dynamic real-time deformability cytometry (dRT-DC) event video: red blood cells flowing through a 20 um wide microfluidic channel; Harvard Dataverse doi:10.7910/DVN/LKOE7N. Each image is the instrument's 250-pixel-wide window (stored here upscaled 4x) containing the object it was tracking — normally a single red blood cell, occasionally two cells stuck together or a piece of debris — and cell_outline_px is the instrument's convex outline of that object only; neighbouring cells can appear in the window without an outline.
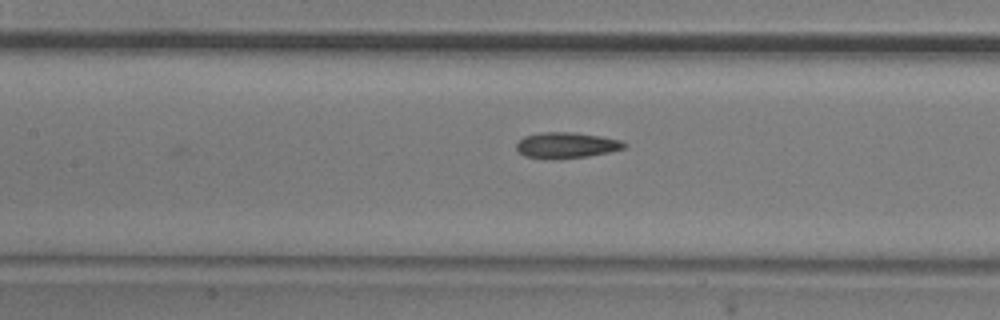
{"species": "common noctule bat (a hibernating species)", "species_latin": "Nyctalus noctula", "temperature_condition": "room temperature", "stored_images_in_passage": 4, "camera_frame_rate_fps": 3000, "um_per_image_px": 0.085, "animal": {"sex": "male", "body_mass_g": 20.5, "forearm_length_mm": 52.5}, "frame": {"image": 1, "passage_image": 4, "time_ms": 1.0, "image_size_px": [1000, 320], "cell_outline_px": [[628, 144], [624, 148], [608, 152], [588, 156], [524, 156], [516, 148], [516, 144], [524, 136], [540, 132], [576, 132], [624, 140]], "centroid_in_image_um": [48.21, 12.28], "position_along_channel_um": 159.2, "area_um2": 15.55}}